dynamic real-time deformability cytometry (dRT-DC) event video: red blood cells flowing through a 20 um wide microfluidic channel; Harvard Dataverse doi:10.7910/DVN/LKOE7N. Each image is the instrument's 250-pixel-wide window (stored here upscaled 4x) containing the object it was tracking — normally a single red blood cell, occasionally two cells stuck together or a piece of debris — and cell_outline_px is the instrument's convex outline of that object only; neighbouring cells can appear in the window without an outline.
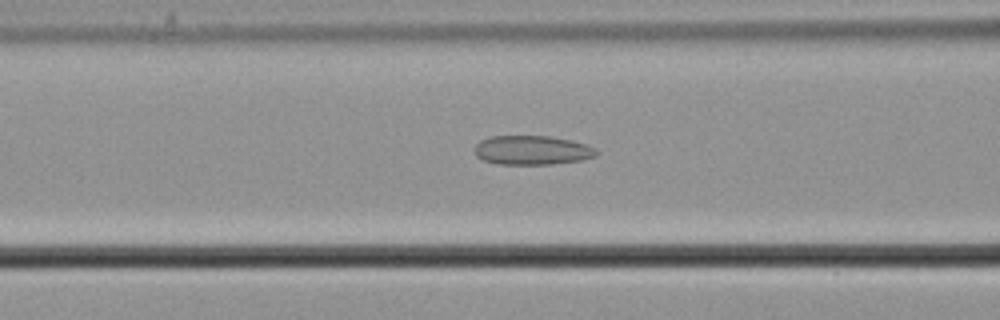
{"species": "common noctule bat (a hibernating species)", "species_latin": "Nyctalus noctula", "temperature_condition": "cold", "stored_images_in_passage": 50, "camera_frame_rate_fps": 3000, "um_per_image_px": 0.085, "animal": {"sex": "male", "body_mass_g": 21.5, "forearm_length_mm": 52.0}, "frame": {"image": 1, "passage_image": 17, "time_ms": 5.333, "image_size_px": [1000, 320], "cell_outline_px": [[600, 152], [596, 156], [580, 160], [552, 164], [496, 164], [484, 160], [476, 156], [476, 144], [480, 140], [492, 136], [548, 136], [572, 140], [596, 148]], "centroid_in_image_um": [45.25, 12.76], "position_along_channel_um": 121.4, "area_um2": 20.69}}
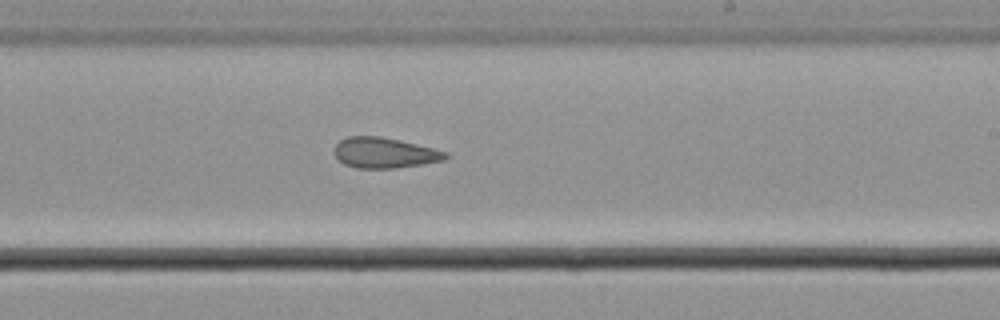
{"frame": {"image": 2, "passage_image": 28, "time_ms": 9.0, "image_size_px": [1000, 320], "cell_outline_px": [[448, 156], [444, 160], [424, 164], [396, 168], [356, 168], [344, 164], [336, 156], [336, 144], [340, 140], [348, 136], [380, 136], [400, 140], [448, 152]], "centroid_in_image_um": [32.7, 12.99], "position_along_channel_um": 256.3, "area_um2": 19.65}}
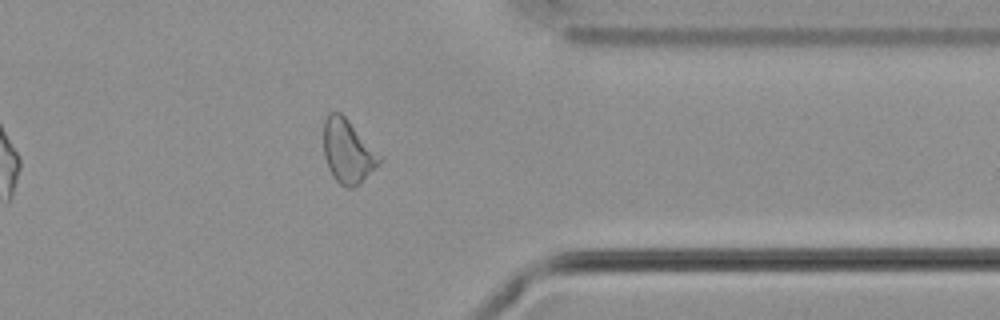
{"frame": {"image": 3, "passage_image": 39, "time_ms": 12.667, "image_size_px": [1000, 320], "cell_outline_px": [[380, 164], [352, 188], [348, 188], [340, 184], [332, 176], [328, 168], [324, 156], [324, 120], [328, 112], [340, 112], [348, 120], [380, 156]], "centroid_in_image_um": [29.51, 12.86], "position_along_channel_um": 381.9, "area_um2": 20.17}, "authors_computed_cell_mechanics": {"area_um2": 21.097, "velocity_mm_per_s": 3.6794, "shape_relaxation_time_tau1_ms": null, "shape_relaxation_time_tau2_ms": 3.931, "deformation_change_tau1": null, "deformation_change_tau2": 0.1345}}